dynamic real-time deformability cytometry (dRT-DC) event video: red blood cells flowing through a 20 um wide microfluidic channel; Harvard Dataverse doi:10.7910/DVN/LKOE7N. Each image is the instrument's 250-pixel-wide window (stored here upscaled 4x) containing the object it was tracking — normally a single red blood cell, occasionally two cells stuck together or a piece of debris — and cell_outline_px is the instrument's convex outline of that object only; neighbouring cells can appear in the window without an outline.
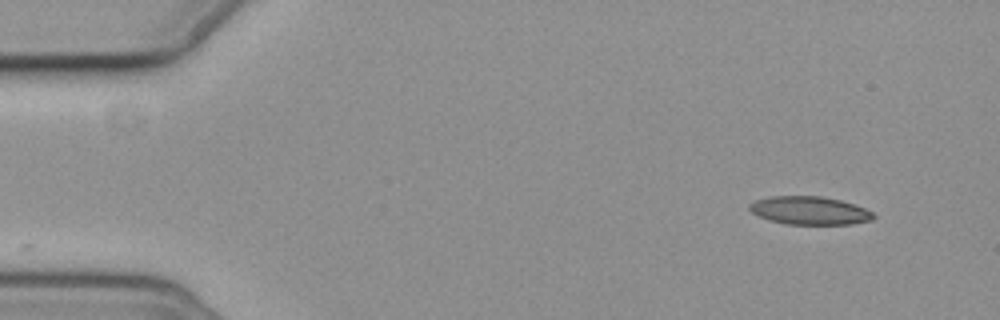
{"species": "common noctule bat (a hibernating species)", "species_latin": "Nyctalus noctula", "temperature_condition": "cold", "stored_images_in_passage": 6, "segment_of_instrument_passage": [1, 2], "camera_frame_rate_fps": 3000, "um_per_image_px": 0.085, "animal": {"sex": "female", "body_mass_g": 19.3, "forearm_length_mm": 54.1}, "frame": {"image": 1, "passage_image": 2, "time_ms": 1.0, "image_size_px": [1000, 320], "cell_outline_px": [[876, 216], [872, 220], [852, 224], [788, 224], [768, 220], [752, 212], [748, 208], [748, 204], [756, 200], [772, 196], [820, 196], [840, 200], [864, 208], [872, 212]], "centroid_in_image_um": [68.81, 17.9], "position_along_channel_um": 16.2, "area_um2": 20.23}}
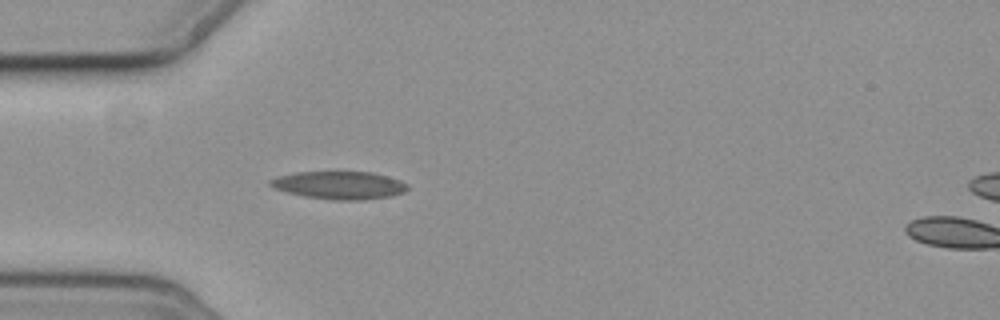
{"frame": {"image": 2, "passage_image": 5, "time_ms": 5.0, "image_size_px": [1000, 320], "cell_outline_px": [[408, 188], [404, 192], [392, 196], [360, 200], [332, 200], [304, 196], [288, 192], [276, 188], [268, 184], [268, 180], [280, 176], [296, 172], [372, 172], [388, 176], [400, 180], [408, 184]], "centroid_in_image_um": [28.88, 15.74], "position_along_channel_um": 56.1, "area_um2": 22.2}}